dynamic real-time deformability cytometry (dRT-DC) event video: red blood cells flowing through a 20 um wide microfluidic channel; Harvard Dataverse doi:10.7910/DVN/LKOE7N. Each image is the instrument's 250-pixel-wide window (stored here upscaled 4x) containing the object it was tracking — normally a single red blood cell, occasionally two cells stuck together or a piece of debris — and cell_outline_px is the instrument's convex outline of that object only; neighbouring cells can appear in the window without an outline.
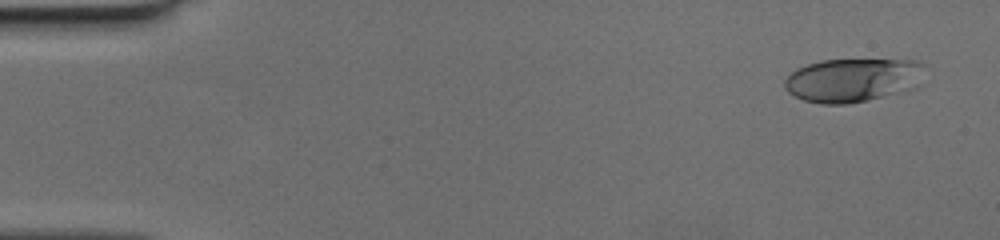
{"species": "human", "species_latin": "Homo sapiens", "temperature_condition": "cold", "stored_images_in_passage": 12, "camera_frame_rate_fps": 3000, "um_per_image_px": 0.085, "donor": {"sex": "female"}, "frame": {"image": 1, "passage_image": 3, "time_ms": 0.667, "image_size_px": [1000, 240], "cell_outline_px": [[924, 64], [904, 88], [868, 100], [844, 104], [820, 104], [804, 100], [788, 92], [784, 88], [784, 80], [796, 68], [820, 60], [912, 60]], "centroid_in_image_um": [72.22, 6.79], "position_along_channel_um": 12.8, "area_um2": 33.87}}